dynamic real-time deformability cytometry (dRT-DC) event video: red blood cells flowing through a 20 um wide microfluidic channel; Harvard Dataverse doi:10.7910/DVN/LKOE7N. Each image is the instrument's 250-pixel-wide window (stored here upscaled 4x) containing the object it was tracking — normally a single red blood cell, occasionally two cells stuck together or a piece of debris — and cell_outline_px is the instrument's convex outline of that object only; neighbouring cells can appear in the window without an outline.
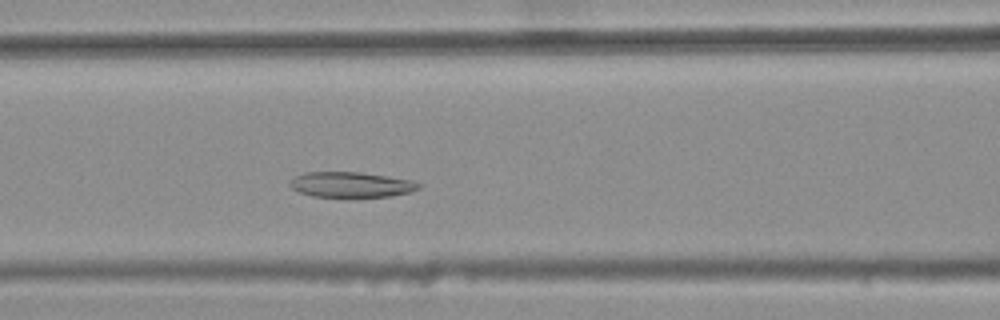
{"species": "common noctule bat (a hibernating species)", "species_latin": "Nyctalus noctula", "temperature_condition": "warm", "stored_images_in_passage": 30, "camera_frame_rate_fps": 3000, "um_per_image_px": 0.085, "animal": {"sex": "female", "body_mass_g": 25.1}, "frame": {"image": 1, "passage_image": 8, "time_ms": 2.333, "image_size_px": [1000, 320], "cell_outline_px": [[424, 184], [420, 188], [408, 192], [392, 196], [348, 200], [344, 200], [312, 196], [300, 192], [292, 188], [288, 184], [296, 176], [304, 172], [360, 172], [408, 180]], "centroid_in_image_um": [29.82, 15.75], "position_along_channel_um": 136.8, "area_um2": 19.83}}
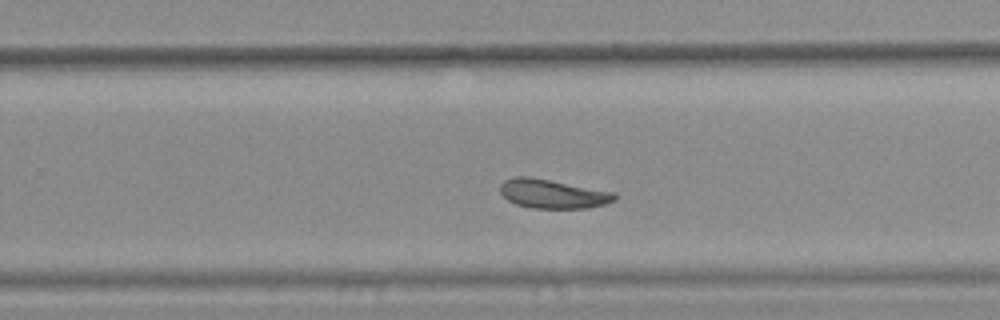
{"frame": {"image": 2, "passage_image": 20, "time_ms": 6.333, "image_size_px": [1000, 320], "cell_outline_px": [[616, 196], [612, 200], [604, 204], [588, 208], [532, 208], [516, 204], [508, 200], [500, 192], [500, 184], [504, 180], [512, 176], [528, 176], [616, 192]], "centroid_in_image_um": [46.94, 16.46], "position_along_channel_um": 282.9, "area_um2": 19.31}}
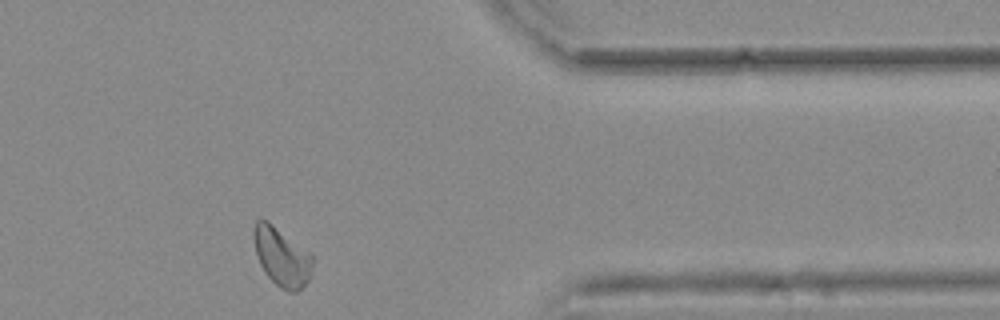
{"frame": {"image": 3, "passage_image": 30, "time_ms": 9.667, "image_size_px": [1000, 320], "cell_outline_px": [[312, 276], [296, 292], [288, 292], [280, 288], [264, 272], [260, 264], [256, 252], [252, 236], [252, 228], [256, 220], [268, 220], [308, 252], [312, 256]], "centroid_in_image_um": [23.92, 21.83], "position_along_channel_um": 387.5, "area_um2": 20.0}}